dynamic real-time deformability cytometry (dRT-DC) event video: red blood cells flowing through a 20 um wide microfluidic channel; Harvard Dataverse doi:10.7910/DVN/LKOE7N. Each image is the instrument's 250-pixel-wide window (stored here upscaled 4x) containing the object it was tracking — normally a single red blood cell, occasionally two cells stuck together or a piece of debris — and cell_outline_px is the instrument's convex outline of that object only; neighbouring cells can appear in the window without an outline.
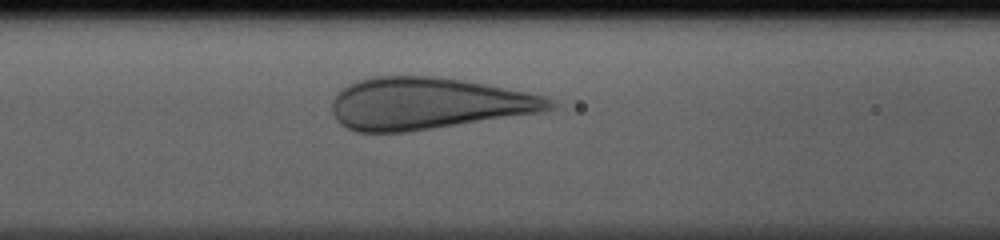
{"species": "human", "species_latin": "Homo sapiens", "temperature_condition": "cold", "stored_images_in_passage": 32, "camera_frame_rate_fps": 3000, "um_per_image_px": 0.085, "donor": {"sex": "male"}, "frame": {"image": 1, "passage_image": 12, "time_ms": 3.667, "image_size_px": [1000, 240], "cell_outline_px": [[556, 108], [544, 112], [404, 132], [356, 132], [340, 124], [336, 120], [332, 112], [332, 100], [336, 92], [348, 84], [360, 80], [376, 76], [432, 76], [464, 80], [544, 96], [552, 100], [556, 104]], "centroid_in_image_um": [36.35, 8.8], "position_along_channel_um": 130.3, "area_um2": 65.6}}
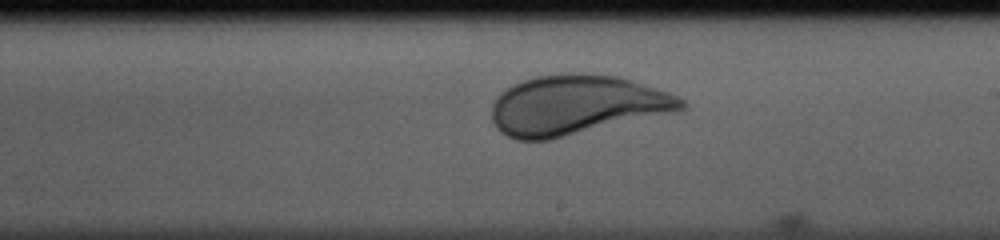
{"frame": {"image": 2, "passage_image": 20, "time_ms": 6.333, "image_size_px": [1000, 240], "cell_outline_px": [[688, 104], [684, 108], [676, 112], [548, 140], [516, 140], [500, 132], [496, 128], [492, 120], [492, 104], [500, 92], [524, 80], [536, 76], [620, 76], [680, 96]], "centroid_in_image_um": [49.02, 8.98], "position_along_channel_um": 240.0, "area_um2": 64.85}}
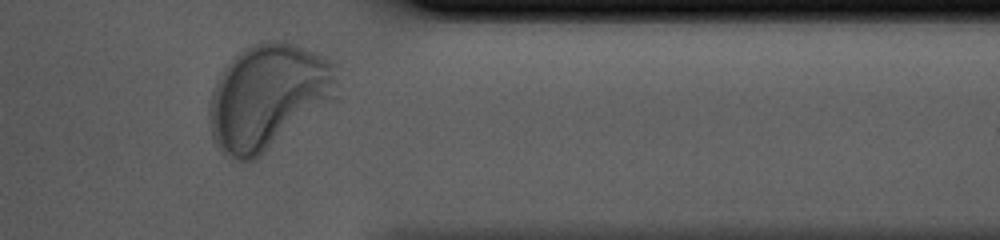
{"frame": {"image": 3, "passage_image": 31, "time_ms": 10.0, "image_size_px": [1000, 240], "cell_outline_px": [[336, 100], [256, 160], [240, 160], [220, 152], [212, 136], [208, 120], [208, 108], [212, 88], [220, 72], [244, 48], [268, 40], [284, 40], [336, 60]], "centroid_in_image_um": [22.81, 8.22], "position_along_channel_um": 388.6, "area_um2": 79.3}}